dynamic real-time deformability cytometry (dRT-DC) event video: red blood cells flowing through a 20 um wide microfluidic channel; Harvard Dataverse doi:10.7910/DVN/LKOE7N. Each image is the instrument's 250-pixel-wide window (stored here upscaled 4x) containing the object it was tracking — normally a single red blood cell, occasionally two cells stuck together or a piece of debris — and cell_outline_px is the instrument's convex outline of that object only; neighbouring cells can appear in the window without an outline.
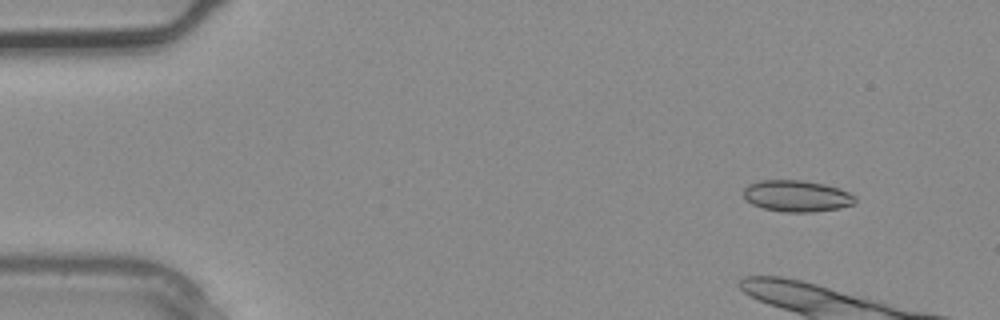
{"species": "common noctule bat (a hibernating species)", "species_latin": "Nyctalus noctula", "temperature_condition": "warm", "stored_images_in_passage": 3, "camera_frame_rate_fps": 3000, "um_per_image_px": 0.085, "animal": {"sex": "male", "body_mass_g": 20.4}, "frame": {"image": 1, "passage_image": 1, "time_ms": 0.0, "image_size_px": [1000, 320], "cell_outline_px": [[856, 204], [840, 208], [812, 212], [784, 212], [764, 208], [752, 204], [744, 200], [744, 188], [748, 184], [760, 180], [804, 180], [824, 184], [848, 192], [856, 196]], "centroid_in_image_um": [67.72, 16.66], "position_along_channel_um": 17.3, "area_um2": 20.58}}